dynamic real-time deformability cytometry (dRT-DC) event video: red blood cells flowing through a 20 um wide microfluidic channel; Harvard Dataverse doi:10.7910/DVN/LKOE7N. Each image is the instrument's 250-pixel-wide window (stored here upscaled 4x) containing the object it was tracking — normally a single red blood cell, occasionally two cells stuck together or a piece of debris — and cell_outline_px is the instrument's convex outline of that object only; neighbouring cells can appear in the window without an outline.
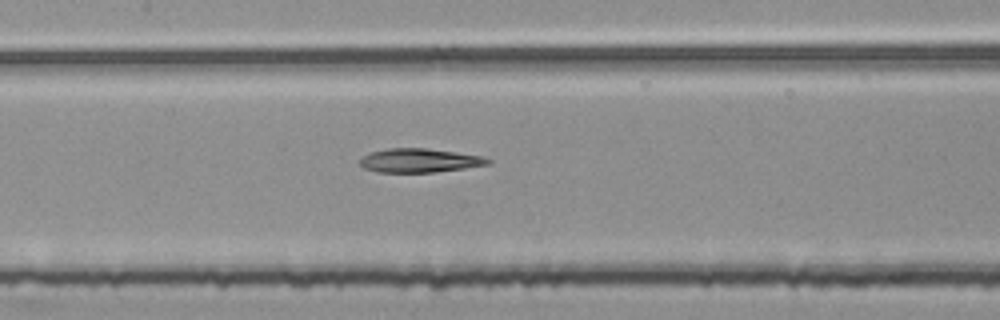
{"species": "common noctule bat (a hibernating species)", "species_latin": "Nyctalus noctula", "temperature_condition": "room temperature", "stored_images_in_passage": 54, "segment_of_instrument_passage": [2, 2], "camera_frame_rate_fps": 3000, "um_per_image_px": 0.085, "animal": {"sex": "female", "body_mass_g": 25.1}, "frame": {"image": 1, "passage_image": 25, "time_ms": 8.0, "image_size_px": [1000, 320], "cell_outline_px": [[492, 164], [436, 172], [376, 172], [364, 168], [360, 164], [360, 160], [368, 152], [388, 148], [428, 148], [484, 156], [492, 160]], "centroid_in_image_um": [35.68, 13.63], "position_along_channel_um": 171.7, "area_um2": 17.98}}
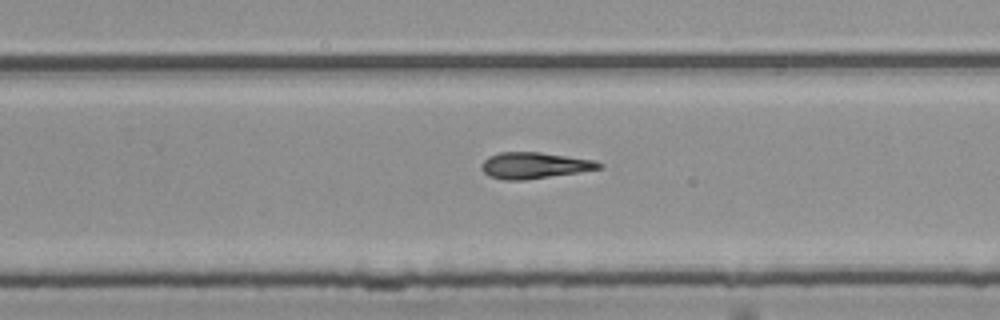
{"frame": {"image": 2, "passage_image": 34, "time_ms": 11.0, "image_size_px": [1000, 320], "cell_outline_px": [[604, 168], [580, 172], [524, 180], [504, 180], [488, 176], [480, 168], [480, 164], [488, 156], [500, 152], [540, 152], [596, 160], [604, 164]], "centroid_in_image_um": [45.43, 14.06], "position_along_channel_um": 284.4, "area_um2": 18.21}}
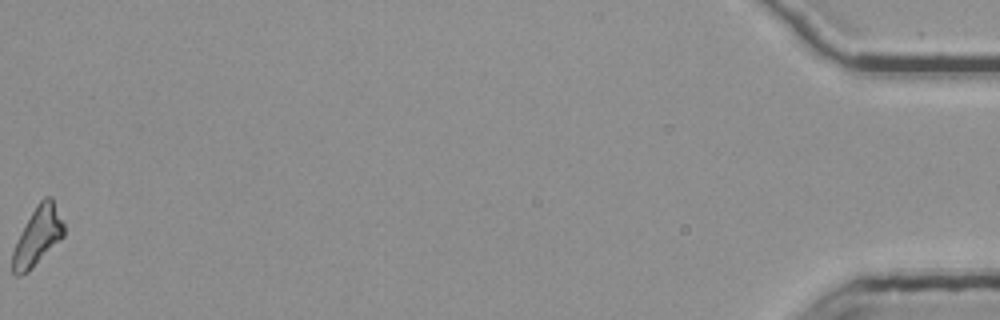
{"frame": {"image": 3, "passage_image": 54, "time_ms": 17.667, "image_size_px": [1000, 320], "cell_outline_px": [[64, 236], [28, 272], [20, 276], [16, 276], [12, 272], [12, 252], [16, 240], [36, 204], [44, 196], [52, 196], [64, 224]], "centroid_in_image_um": [3.18, 20.07], "position_along_channel_um": 432.0, "area_um2": 17.51}}